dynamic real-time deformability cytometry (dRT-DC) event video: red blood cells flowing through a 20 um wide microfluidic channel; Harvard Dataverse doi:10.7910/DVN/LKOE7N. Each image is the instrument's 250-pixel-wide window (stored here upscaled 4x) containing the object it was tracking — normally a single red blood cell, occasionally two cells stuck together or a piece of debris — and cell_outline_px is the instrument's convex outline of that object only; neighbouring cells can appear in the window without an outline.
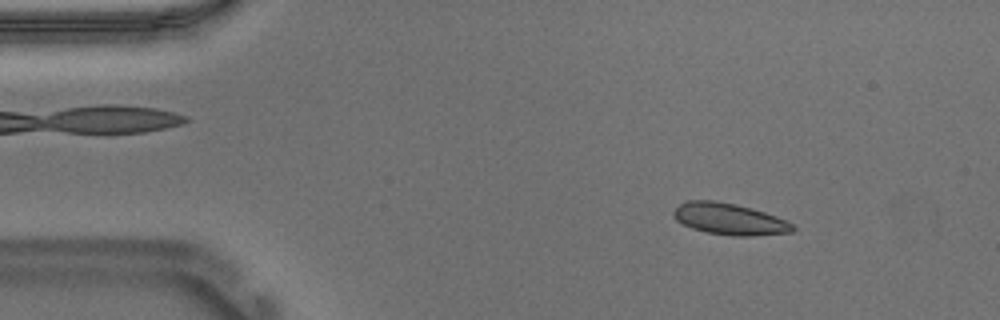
{"species": "Egyptian fruit bat (a non-hibernating species)", "species_latin": "Rousettus aegyptiacus", "temperature_condition": "warm", "stored_images_in_passage": 54, "camera_frame_rate_fps": 3000, "um_per_image_px": 0.085, "animal": {"sex": "male"}, "frame": {"image": 1, "passage_image": 7, "time_ms": 2.0, "image_size_px": [1000, 320], "cell_outline_px": [[796, 228], [792, 232], [752, 236], [732, 236], [708, 232], [692, 228], [676, 220], [672, 216], [672, 212], [684, 200], [716, 200], [736, 204], [752, 208], [788, 220]], "centroid_in_image_um": [62.0, 18.61], "position_along_channel_um": 23.0, "area_um2": 22.02}}
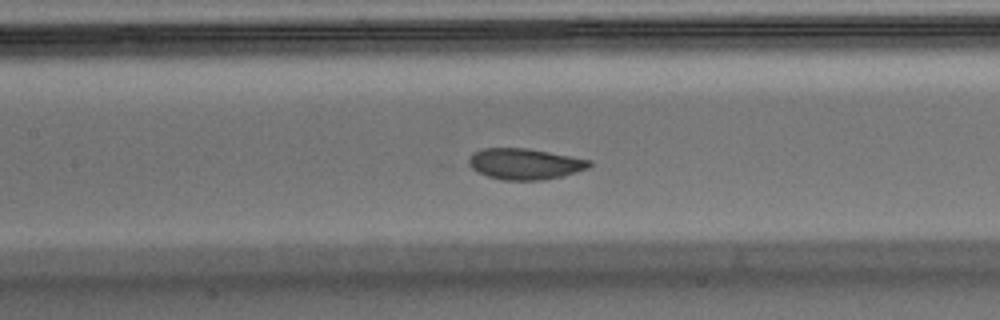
{"frame": {"image": 2, "passage_image": 24, "time_ms": 7.667, "image_size_px": [1000, 320], "cell_outline_px": [[592, 164], [588, 168], [576, 172], [560, 176], [540, 180], [500, 180], [488, 176], [472, 168], [468, 164], [468, 160], [472, 152], [484, 148], [528, 148], [592, 160]], "centroid_in_image_um": [44.6, 13.92], "position_along_channel_um": 162.8, "area_um2": 21.73}}
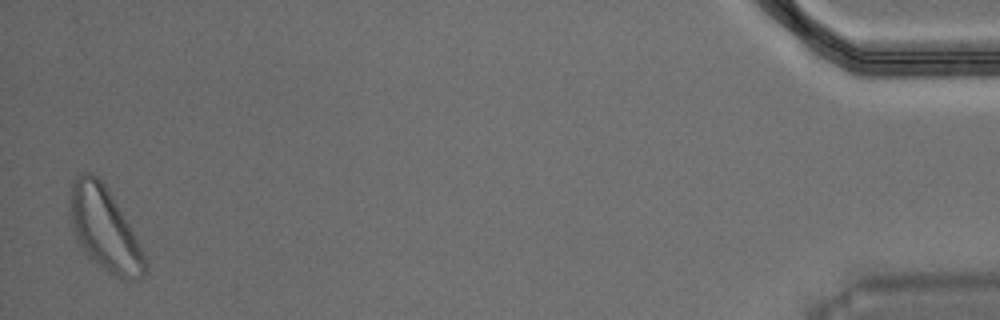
{"frame": {"image": 3, "passage_image": 53, "time_ms": 17.333, "image_size_px": [1000, 320], "cell_outline_px": [[148, 272], [140, 280], [120, 280], [108, 272], [88, 256], [80, 248], [72, 232], [68, 212], [68, 196], [72, 180], [80, 172], [92, 172], [108, 188], [140, 244], [144, 252], [148, 264]], "centroid_in_image_um": [8.86, 19.48], "position_along_channel_um": 426.3, "area_um2": 37.45}, "authors_computed_cell_mechanics": {"area_um2": 22.1085, "velocity_mm_per_s": 3.6733, "shape_relaxation_time_tau1_ms": 1.825, "shape_relaxation_time_tau2_ms": null, "deformation_change_tau1": 0.0807, "deformation_change_tau2": null}}